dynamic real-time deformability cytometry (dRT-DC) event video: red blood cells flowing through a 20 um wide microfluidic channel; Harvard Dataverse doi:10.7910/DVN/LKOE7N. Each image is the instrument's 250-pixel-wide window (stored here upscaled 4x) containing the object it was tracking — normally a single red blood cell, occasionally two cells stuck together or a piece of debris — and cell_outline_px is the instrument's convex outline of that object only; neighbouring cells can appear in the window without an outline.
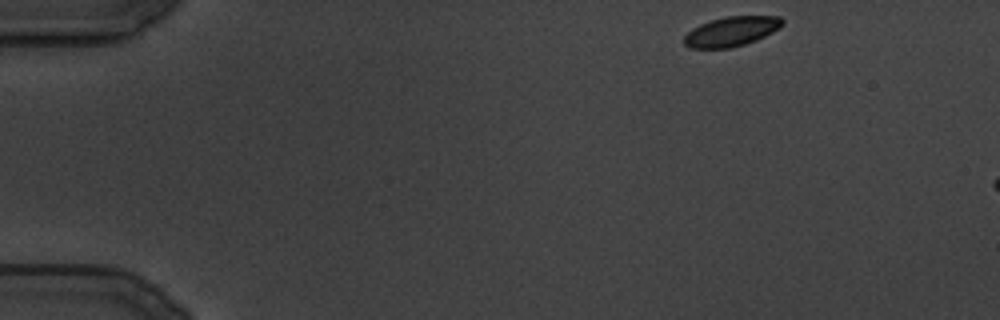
{"species": "common noctule bat (a hibernating species)", "species_latin": "Nyctalus noctula", "temperature_condition": "cold", "stored_images_in_passage": 13, "camera_frame_rate_fps": 3000, "um_per_image_px": 0.085, "animal": {"sex": "male", "body_mass_g": 19.5, "forearm_length_mm": 54.6}, "frame": {"image": 1, "passage_image": 1, "time_ms": 0.0, "image_size_px": [1000, 320], "cell_outline_px": [[784, 24], [772, 32], [756, 40], [744, 44], [728, 48], [688, 48], [684, 44], [684, 36], [692, 28], [700, 24], [712, 20], [728, 16], [780, 16], [784, 20]], "centroid_in_image_um": [62.16, 2.67], "position_along_channel_um": 22.8, "area_um2": 16.88}}